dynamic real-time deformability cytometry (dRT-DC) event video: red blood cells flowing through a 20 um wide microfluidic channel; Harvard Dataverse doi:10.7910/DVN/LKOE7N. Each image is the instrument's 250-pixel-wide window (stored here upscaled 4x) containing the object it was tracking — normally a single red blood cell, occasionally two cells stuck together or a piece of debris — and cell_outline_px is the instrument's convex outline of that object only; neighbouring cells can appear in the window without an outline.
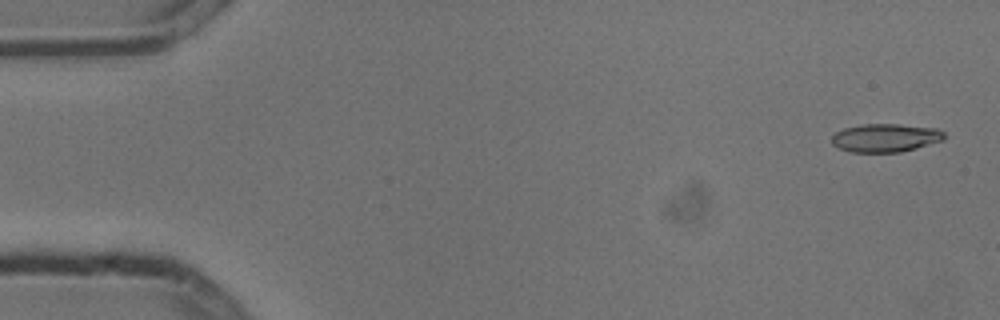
{"species": "common noctule bat (a hibernating species)", "species_latin": "Nyctalus noctula", "temperature_condition": "cold", "stored_images_in_passage": 3, "camera_frame_rate_fps": 3000, "um_per_image_px": 0.085, "animal": {"sex": "male", "body_mass_g": 13.3}, "frame": {"image": 1, "passage_image": 1, "time_ms": 0.0, "image_size_px": [1000, 320], "cell_outline_px": [[944, 140], [916, 148], [900, 152], [848, 152], [832, 144], [832, 136], [836, 132], [844, 128], [864, 124], [900, 124], [936, 128], [944, 132]], "centroid_in_image_um": [75.26, 11.71], "position_along_channel_um": 9.7, "area_um2": 18.55}}